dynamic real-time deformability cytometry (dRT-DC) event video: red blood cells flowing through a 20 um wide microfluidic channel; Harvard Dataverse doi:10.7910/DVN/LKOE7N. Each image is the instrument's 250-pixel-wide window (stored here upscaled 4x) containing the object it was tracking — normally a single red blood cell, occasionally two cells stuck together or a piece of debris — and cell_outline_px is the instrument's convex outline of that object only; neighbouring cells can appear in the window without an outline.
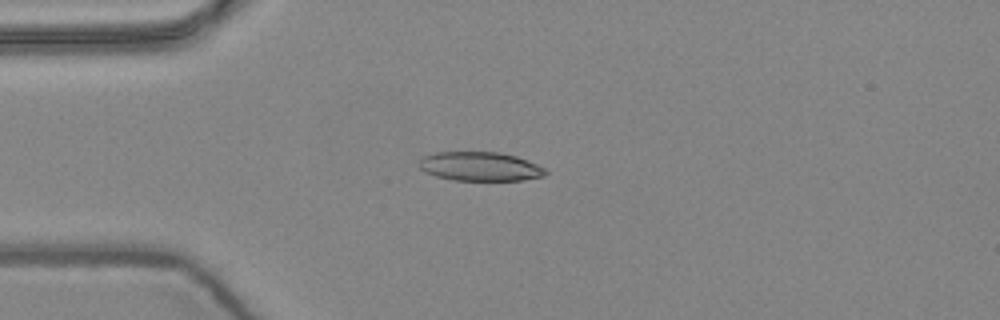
{"species": "common noctule bat (a hibernating species)", "species_latin": "Nyctalus noctula", "temperature_condition": "warm", "stored_images_in_passage": 3, "camera_frame_rate_fps": 3000, "um_per_image_px": 0.085, "animal": {"sex": "female", "body_mass_g": 24.6, "forearm_length_mm": 56.2}, "frame": {"image": 1, "passage_image": 3, "time_ms": 0.667, "image_size_px": [1000, 320], "cell_outline_px": [[548, 172], [544, 176], [524, 180], [452, 180], [436, 176], [424, 172], [420, 168], [420, 160], [424, 156], [436, 152], [500, 152], [516, 156], [536, 164], [544, 168]], "centroid_in_image_um": [40.81, 14.15], "position_along_channel_um": 44.2, "area_um2": 21.33}}